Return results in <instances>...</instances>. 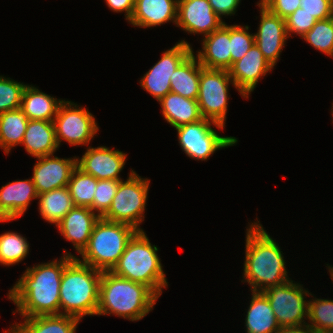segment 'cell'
<instances>
[{"label":"cell","mask_w":333,"mask_h":333,"mask_svg":"<svg viewBox=\"0 0 333 333\" xmlns=\"http://www.w3.org/2000/svg\"><path fill=\"white\" fill-rule=\"evenodd\" d=\"M288 282L272 286L263 291L269 300L280 328L307 324L309 301L305 296L312 294L299 283Z\"/></svg>","instance_id":"cell-10"},{"label":"cell","mask_w":333,"mask_h":333,"mask_svg":"<svg viewBox=\"0 0 333 333\" xmlns=\"http://www.w3.org/2000/svg\"><path fill=\"white\" fill-rule=\"evenodd\" d=\"M127 155L106 146L88 147L81 159L77 158V167L97 180H122L119 173L125 165Z\"/></svg>","instance_id":"cell-17"},{"label":"cell","mask_w":333,"mask_h":333,"mask_svg":"<svg viewBox=\"0 0 333 333\" xmlns=\"http://www.w3.org/2000/svg\"><path fill=\"white\" fill-rule=\"evenodd\" d=\"M230 83L236 88L228 70L201 65L197 102L203 118L225 125Z\"/></svg>","instance_id":"cell-9"},{"label":"cell","mask_w":333,"mask_h":333,"mask_svg":"<svg viewBox=\"0 0 333 333\" xmlns=\"http://www.w3.org/2000/svg\"><path fill=\"white\" fill-rule=\"evenodd\" d=\"M38 198L31 179L8 182L0 189V216L4 220H15L25 213L32 199Z\"/></svg>","instance_id":"cell-20"},{"label":"cell","mask_w":333,"mask_h":333,"mask_svg":"<svg viewBox=\"0 0 333 333\" xmlns=\"http://www.w3.org/2000/svg\"><path fill=\"white\" fill-rule=\"evenodd\" d=\"M201 64L192 52L170 77L171 92L189 99H197L199 94Z\"/></svg>","instance_id":"cell-27"},{"label":"cell","mask_w":333,"mask_h":333,"mask_svg":"<svg viewBox=\"0 0 333 333\" xmlns=\"http://www.w3.org/2000/svg\"><path fill=\"white\" fill-rule=\"evenodd\" d=\"M308 325L315 331L333 329V300L314 298L309 301Z\"/></svg>","instance_id":"cell-33"},{"label":"cell","mask_w":333,"mask_h":333,"mask_svg":"<svg viewBox=\"0 0 333 333\" xmlns=\"http://www.w3.org/2000/svg\"><path fill=\"white\" fill-rule=\"evenodd\" d=\"M63 101L27 84L23 91L20 108L27 114L29 120L54 121Z\"/></svg>","instance_id":"cell-26"},{"label":"cell","mask_w":333,"mask_h":333,"mask_svg":"<svg viewBox=\"0 0 333 333\" xmlns=\"http://www.w3.org/2000/svg\"><path fill=\"white\" fill-rule=\"evenodd\" d=\"M21 145L34 158L54 154L59 145L53 121L29 120Z\"/></svg>","instance_id":"cell-22"},{"label":"cell","mask_w":333,"mask_h":333,"mask_svg":"<svg viewBox=\"0 0 333 333\" xmlns=\"http://www.w3.org/2000/svg\"><path fill=\"white\" fill-rule=\"evenodd\" d=\"M202 46L196 58L204 68L228 70L232 66L230 25L224 23L218 30L205 36Z\"/></svg>","instance_id":"cell-19"},{"label":"cell","mask_w":333,"mask_h":333,"mask_svg":"<svg viewBox=\"0 0 333 333\" xmlns=\"http://www.w3.org/2000/svg\"><path fill=\"white\" fill-rule=\"evenodd\" d=\"M251 303L245 318L247 333H277L279 323L269 300L263 292L252 291Z\"/></svg>","instance_id":"cell-24"},{"label":"cell","mask_w":333,"mask_h":333,"mask_svg":"<svg viewBox=\"0 0 333 333\" xmlns=\"http://www.w3.org/2000/svg\"><path fill=\"white\" fill-rule=\"evenodd\" d=\"M159 297L146 285L102 272L97 315H116L138 321L152 311Z\"/></svg>","instance_id":"cell-3"},{"label":"cell","mask_w":333,"mask_h":333,"mask_svg":"<svg viewBox=\"0 0 333 333\" xmlns=\"http://www.w3.org/2000/svg\"><path fill=\"white\" fill-rule=\"evenodd\" d=\"M77 105L64 100L59 106L53 121L59 147L62 140L74 146L88 145L98 132L99 127L92 113Z\"/></svg>","instance_id":"cell-11"},{"label":"cell","mask_w":333,"mask_h":333,"mask_svg":"<svg viewBox=\"0 0 333 333\" xmlns=\"http://www.w3.org/2000/svg\"><path fill=\"white\" fill-rule=\"evenodd\" d=\"M108 7L114 12H124L125 18L129 22L132 17L135 0H105Z\"/></svg>","instance_id":"cell-41"},{"label":"cell","mask_w":333,"mask_h":333,"mask_svg":"<svg viewBox=\"0 0 333 333\" xmlns=\"http://www.w3.org/2000/svg\"><path fill=\"white\" fill-rule=\"evenodd\" d=\"M277 333H314V329L307 323L298 326L282 327Z\"/></svg>","instance_id":"cell-42"},{"label":"cell","mask_w":333,"mask_h":333,"mask_svg":"<svg viewBox=\"0 0 333 333\" xmlns=\"http://www.w3.org/2000/svg\"><path fill=\"white\" fill-rule=\"evenodd\" d=\"M225 22L213 11L208 0H178L176 26L190 34L210 35Z\"/></svg>","instance_id":"cell-13"},{"label":"cell","mask_w":333,"mask_h":333,"mask_svg":"<svg viewBox=\"0 0 333 333\" xmlns=\"http://www.w3.org/2000/svg\"><path fill=\"white\" fill-rule=\"evenodd\" d=\"M102 272L73 257L65 266L60 286L61 314L79 320L97 315Z\"/></svg>","instance_id":"cell-4"},{"label":"cell","mask_w":333,"mask_h":333,"mask_svg":"<svg viewBox=\"0 0 333 333\" xmlns=\"http://www.w3.org/2000/svg\"><path fill=\"white\" fill-rule=\"evenodd\" d=\"M63 257L27 268L8 292L23 318L57 315L60 311V286L66 264L76 257L64 250Z\"/></svg>","instance_id":"cell-1"},{"label":"cell","mask_w":333,"mask_h":333,"mask_svg":"<svg viewBox=\"0 0 333 333\" xmlns=\"http://www.w3.org/2000/svg\"><path fill=\"white\" fill-rule=\"evenodd\" d=\"M212 125L222 130L225 126L203 118L175 128L178 132L180 147L188 157L205 161L216 150L237 144V138L219 135L215 129H212Z\"/></svg>","instance_id":"cell-8"},{"label":"cell","mask_w":333,"mask_h":333,"mask_svg":"<svg viewBox=\"0 0 333 333\" xmlns=\"http://www.w3.org/2000/svg\"><path fill=\"white\" fill-rule=\"evenodd\" d=\"M314 333H330L329 331H315L314 330Z\"/></svg>","instance_id":"cell-44"},{"label":"cell","mask_w":333,"mask_h":333,"mask_svg":"<svg viewBox=\"0 0 333 333\" xmlns=\"http://www.w3.org/2000/svg\"><path fill=\"white\" fill-rule=\"evenodd\" d=\"M328 270H329V273H330V276H331V278H332V281H333V267H332V265L330 266H328Z\"/></svg>","instance_id":"cell-43"},{"label":"cell","mask_w":333,"mask_h":333,"mask_svg":"<svg viewBox=\"0 0 333 333\" xmlns=\"http://www.w3.org/2000/svg\"><path fill=\"white\" fill-rule=\"evenodd\" d=\"M28 121L21 108L0 113V147L6 155L11 148L22 144Z\"/></svg>","instance_id":"cell-28"},{"label":"cell","mask_w":333,"mask_h":333,"mask_svg":"<svg viewBox=\"0 0 333 333\" xmlns=\"http://www.w3.org/2000/svg\"><path fill=\"white\" fill-rule=\"evenodd\" d=\"M9 331V332H8ZM5 333H13L10 329L9 330H7Z\"/></svg>","instance_id":"cell-46"},{"label":"cell","mask_w":333,"mask_h":333,"mask_svg":"<svg viewBox=\"0 0 333 333\" xmlns=\"http://www.w3.org/2000/svg\"><path fill=\"white\" fill-rule=\"evenodd\" d=\"M317 21L315 17L305 12L304 9L298 8L285 18L287 34L291 37V33H295L302 37L311 30Z\"/></svg>","instance_id":"cell-37"},{"label":"cell","mask_w":333,"mask_h":333,"mask_svg":"<svg viewBox=\"0 0 333 333\" xmlns=\"http://www.w3.org/2000/svg\"><path fill=\"white\" fill-rule=\"evenodd\" d=\"M37 199L41 218L53 225H57L75 206L67 186L39 194Z\"/></svg>","instance_id":"cell-29"},{"label":"cell","mask_w":333,"mask_h":333,"mask_svg":"<svg viewBox=\"0 0 333 333\" xmlns=\"http://www.w3.org/2000/svg\"><path fill=\"white\" fill-rule=\"evenodd\" d=\"M120 181L122 180L104 179L97 181L93 205L90 209L93 212H97L100 217H102L111 207Z\"/></svg>","instance_id":"cell-35"},{"label":"cell","mask_w":333,"mask_h":333,"mask_svg":"<svg viewBox=\"0 0 333 333\" xmlns=\"http://www.w3.org/2000/svg\"><path fill=\"white\" fill-rule=\"evenodd\" d=\"M273 69L254 43L247 53L228 69L229 76L243 98H249L261 77Z\"/></svg>","instance_id":"cell-16"},{"label":"cell","mask_w":333,"mask_h":333,"mask_svg":"<svg viewBox=\"0 0 333 333\" xmlns=\"http://www.w3.org/2000/svg\"><path fill=\"white\" fill-rule=\"evenodd\" d=\"M76 159V156L63 159L54 157L53 154L37 158L31 178L38 195L66 187L77 167Z\"/></svg>","instance_id":"cell-15"},{"label":"cell","mask_w":333,"mask_h":333,"mask_svg":"<svg viewBox=\"0 0 333 333\" xmlns=\"http://www.w3.org/2000/svg\"><path fill=\"white\" fill-rule=\"evenodd\" d=\"M130 172L126 181H120L111 207L102 218L143 231L140 224L144 221L143 213L147 204L150 180L141 178L134 170Z\"/></svg>","instance_id":"cell-7"},{"label":"cell","mask_w":333,"mask_h":333,"mask_svg":"<svg viewBox=\"0 0 333 333\" xmlns=\"http://www.w3.org/2000/svg\"><path fill=\"white\" fill-rule=\"evenodd\" d=\"M97 181L78 167L74 169L67 188L75 206L90 208L93 205Z\"/></svg>","instance_id":"cell-30"},{"label":"cell","mask_w":333,"mask_h":333,"mask_svg":"<svg viewBox=\"0 0 333 333\" xmlns=\"http://www.w3.org/2000/svg\"><path fill=\"white\" fill-rule=\"evenodd\" d=\"M259 222L249 224L245 240L243 280L254 292H263L291 280L280 247Z\"/></svg>","instance_id":"cell-2"},{"label":"cell","mask_w":333,"mask_h":333,"mask_svg":"<svg viewBox=\"0 0 333 333\" xmlns=\"http://www.w3.org/2000/svg\"><path fill=\"white\" fill-rule=\"evenodd\" d=\"M79 319L64 314L43 315L24 318V322L13 324V333H76Z\"/></svg>","instance_id":"cell-25"},{"label":"cell","mask_w":333,"mask_h":333,"mask_svg":"<svg viewBox=\"0 0 333 333\" xmlns=\"http://www.w3.org/2000/svg\"><path fill=\"white\" fill-rule=\"evenodd\" d=\"M302 39L333 58V16L318 20Z\"/></svg>","instance_id":"cell-32"},{"label":"cell","mask_w":333,"mask_h":333,"mask_svg":"<svg viewBox=\"0 0 333 333\" xmlns=\"http://www.w3.org/2000/svg\"><path fill=\"white\" fill-rule=\"evenodd\" d=\"M163 117L174 128L203 119L197 99L170 92L160 101Z\"/></svg>","instance_id":"cell-23"},{"label":"cell","mask_w":333,"mask_h":333,"mask_svg":"<svg viewBox=\"0 0 333 333\" xmlns=\"http://www.w3.org/2000/svg\"><path fill=\"white\" fill-rule=\"evenodd\" d=\"M300 8L317 20L333 16V0H300Z\"/></svg>","instance_id":"cell-38"},{"label":"cell","mask_w":333,"mask_h":333,"mask_svg":"<svg viewBox=\"0 0 333 333\" xmlns=\"http://www.w3.org/2000/svg\"><path fill=\"white\" fill-rule=\"evenodd\" d=\"M26 84L0 76V113L21 107Z\"/></svg>","instance_id":"cell-34"},{"label":"cell","mask_w":333,"mask_h":333,"mask_svg":"<svg viewBox=\"0 0 333 333\" xmlns=\"http://www.w3.org/2000/svg\"><path fill=\"white\" fill-rule=\"evenodd\" d=\"M260 24L255 36V44L264 55L265 59L272 65H276L287 38L285 19L271 13L260 2Z\"/></svg>","instance_id":"cell-14"},{"label":"cell","mask_w":333,"mask_h":333,"mask_svg":"<svg viewBox=\"0 0 333 333\" xmlns=\"http://www.w3.org/2000/svg\"><path fill=\"white\" fill-rule=\"evenodd\" d=\"M193 52L191 45L181 40L163 52L161 59L144 74L140 85L145 91L160 101L171 92L170 77L176 68Z\"/></svg>","instance_id":"cell-12"},{"label":"cell","mask_w":333,"mask_h":333,"mask_svg":"<svg viewBox=\"0 0 333 333\" xmlns=\"http://www.w3.org/2000/svg\"><path fill=\"white\" fill-rule=\"evenodd\" d=\"M158 247L152 245L144 231H138L128 242L117 265L111 272L115 275L149 287L158 297L162 288L168 286Z\"/></svg>","instance_id":"cell-5"},{"label":"cell","mask_w":333,"mask_h":333,"mask_svg":"<svg viewBox=\"0 0 333 333\" xmlns=\"http://www.w3.org/2000/svg\"><path fill=\"white\" fill-rule=\"evenodd\" d=\"M249 27L230 25V53L232 64L240 60L255 43L254 34L248 32Z\"/></svg>","instance_id":"cell-36"},{"label":"cell","mask_w":333,"mask_h":333,"mask_svg":"<svg viewBox=\"0 0 333 333\" xmlns=\"http://www.w3.org/2000/svg\"><path fill=\"white\" fill-rule=\"evenodd\" d=\"M137 232L130 225L100 217L94 225L87 246L80 253L82 260L77 259L101 272L112 271Z\"/></svg>","instance_id":"cell-6"},{"label":"cell","mask_w":333,"mask_h":333,"mask_svg":"<svg viewBox=\"0 0 333 333\" xmlns=\"http://www.w3.org/2000/svg\"><path fill=\"white\" fill-rule=\"evenodd\" d=\"M178 0H135L129 23L141 28L177 21Z\"/></svg>","instance_id":"cell-21"},{"label":"cell","mask_w":333,"mask_h":333,"mask_svg":"<svg viewBox=\"0 0 333 333\" xmlns=\"http://www.w3.org/2000/svg\"><path fill=\"white\" fill-rule=\"evenodd\" d=\"M260 3L271 13L283 19L300 8V0H260Z\"/></svg>","instance_id":"cell-39"},{"label":"cell","mask_w":333,"mask_h":333,"mask_svg":"<svg viewBox=\"0 0 333 333\" xmlns=\"http://www.w3.org/2000/svg\"><path fill=\"white\" fill-rule=\"evenodd\" d=\"M7 221H10V220H4L1 216H0V222H7Z\"/></svg>","instance_id":"cell-45"},{"label":"cell","mask_w":333,"mask_h":333,"mask_svg":"<svg viewBox=\"0 0 333 333\" xmlns=\"http://www.w3.org/2000/svg\"><path fill=\"white\" fill-rule=\"evenodd\" d=\"M241 0H208L213 11L220 17L231 16L236 13V8Z\"/></svg>","instance_id":"cell-40"},{"label":"cell","mask_w":333,"mask_h":333,"mask_svg":"<svg viewBox=\"0 0 333 333\" xmlns=\"http://www.w3.org/2000/svg\"><path fill=\"white\" fill-rule=\"evenodd\" d=\"M27 239L16 232L0 235V264L10 266L17 264L29 253Z\"/></svg>","instance_id":"cell-31"},{"label":"cell","mask_w":333,"mask_h":333,"mask_svg":"<svg viewBox=\"0 0 333 333\" xmlns=\"http://www.w3.org/2000/svg\"><path fill=\"white\" fill-rule=\"evenodd\" d=\"M99 219L100 216L90 208L74 206L56 226L80 254L87 246L94 225Z\"/></svg>","instance_id":"cell-18"}]
</instances>
